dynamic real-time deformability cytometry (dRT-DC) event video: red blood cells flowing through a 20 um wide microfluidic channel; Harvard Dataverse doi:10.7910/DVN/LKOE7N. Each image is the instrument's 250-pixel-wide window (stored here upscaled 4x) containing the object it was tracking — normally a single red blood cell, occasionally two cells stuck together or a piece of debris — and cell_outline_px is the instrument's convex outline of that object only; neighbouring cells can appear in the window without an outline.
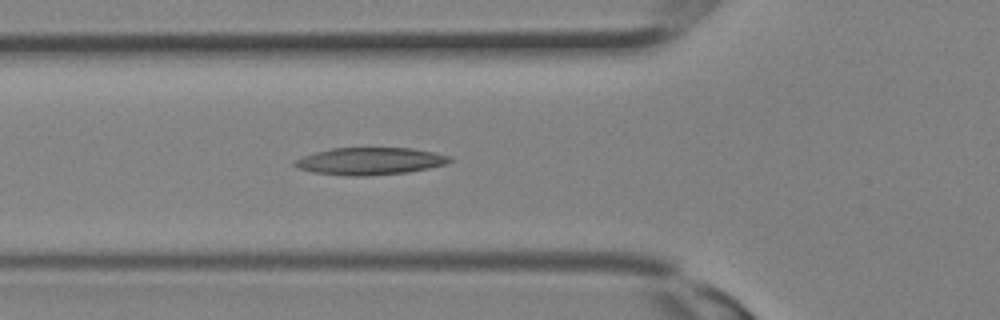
{"species": "Egyptian fruit bat (a non-hibernating species)", "species_latin": "Rousettus aegyptiacus", "temperature_condition": "room temperature", "stored_images_in_passage": 12, "camera_frame_rate_fps": 3000, "um_per_image_px": 0.085, "animal": {"sex": "female"}, "frame": {"image": 1, "passage_image": 10, "time_ms": 3.0, "image_size_px": [1000, 320], "cell_outline_px": [[452, 160], [448, 164], [408, 172], [368, 176], [348, 176], [312, 172], [296, 168], [292, 164], [292, 160], [316, 152], [332, 148], [412, 148], [436, 152], [452, 156]], "centroid_in_image_um": [31.46, 13.7], "position_along_channel_um": 94.3, "area_um2": 24.91}}
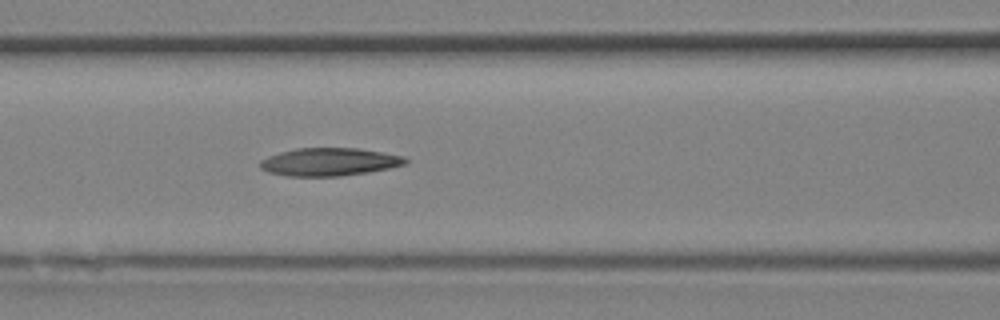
{"frame": {"image": 2, "passage_image": 12, "time_ms": 3.667, "image_size_px": [1000, 320], "cell_outline_px": [[408, 160], [404, 164], [388, 168], [368, 172], [340, 176], [288, 176], [268, 172], [260, 168], [260, 160], [268, 156], [280, 152], [296, 148], [360, 148], [384, 152], [404, 156]], "centroid_in_image_um": [27.98, 13.75], "position_along_channel_um": 138.6, "area_um2": 23.64}}